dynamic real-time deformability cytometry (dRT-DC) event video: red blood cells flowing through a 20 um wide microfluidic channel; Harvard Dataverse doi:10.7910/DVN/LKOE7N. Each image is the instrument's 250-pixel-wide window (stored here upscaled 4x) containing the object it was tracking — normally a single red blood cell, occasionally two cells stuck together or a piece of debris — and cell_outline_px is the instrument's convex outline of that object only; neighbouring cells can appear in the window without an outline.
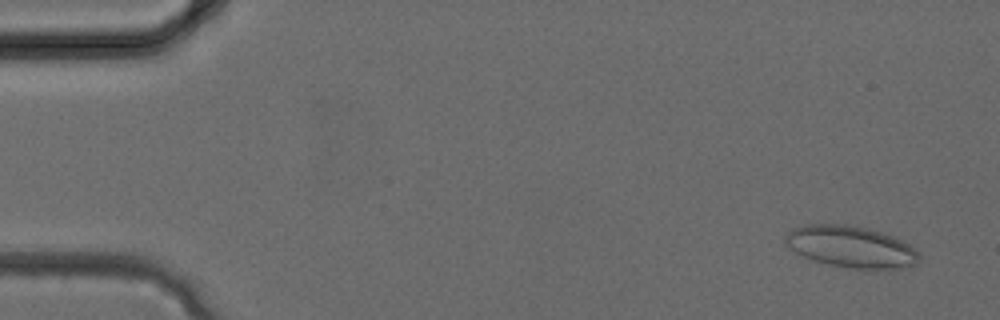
{"species": "common noctule bat (a hibernating species)", "species_latin": "Nyctalus noctula", "temperature_condition": "cold", "stored_images_in_passage": 31, "camera_frame_rate_fps": 3000, "um_per_image_px": 0.085, "animal": {"sex": "female", "body_mass_g": 24.6, "forearm_length_mm": 56.2}, "frame": {"image": 1, "passage_image": 1, "time_ms": 0.0, "image_size_px": [1000, 320], "cell_outline_px": [[920, 260], [916, 264], [904, 268], [852, 268], [828, 264], [812, 260], [788, 248], [784, 244], [784, 236], [792, 228], [804, 224], [844, 224], [864, 228], [880, 232], [892, 236], [908, 244], [920, 256]], "centroid_in_image_um": [72.27, 20.97], "position_along_channel_um": 12.7, "area_um2": 32.19}}
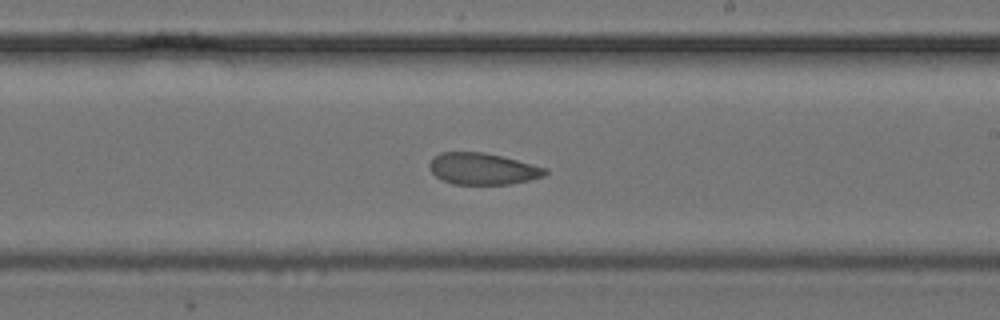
{"frame": {"image": 2, "passage_image": 18, "time_ms": 5.667, "image_size_px": [1000, 320], "cell_outline_px": [[548, 172], [544, 176], [512, 184], [452, 184], [436, 176], [428, 168], [428, 164], [432, 156], [440, 152], [484, 152], [548, 168]], "centroid_in_image_um": [41.0, 14.34], "position_along_channel_um": 248.0, "area_um2": 21.33}}
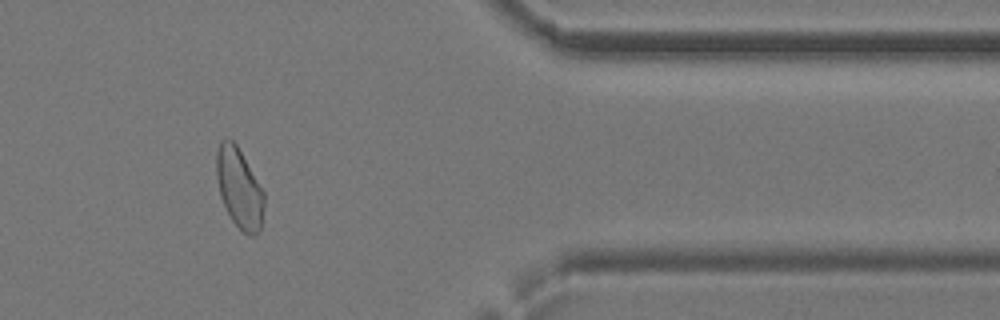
{"frame": {"image": 3, "passage_image": 26, "time_ms": 8.333, "image_size_px": [1000, 320], "cell_outline_px": [[264, 208], [260, 228], [256, 236], [248, 236], [232, 220], [220, 196], [216, 176], [216, 152], [220, 140], [224, 136], [232, 140], [236, 144], [264, 192]], "centroid_in_image_um": [20.32, 15.97], "position_along_channel_um": 391.1, "area_um2": 22.14}}